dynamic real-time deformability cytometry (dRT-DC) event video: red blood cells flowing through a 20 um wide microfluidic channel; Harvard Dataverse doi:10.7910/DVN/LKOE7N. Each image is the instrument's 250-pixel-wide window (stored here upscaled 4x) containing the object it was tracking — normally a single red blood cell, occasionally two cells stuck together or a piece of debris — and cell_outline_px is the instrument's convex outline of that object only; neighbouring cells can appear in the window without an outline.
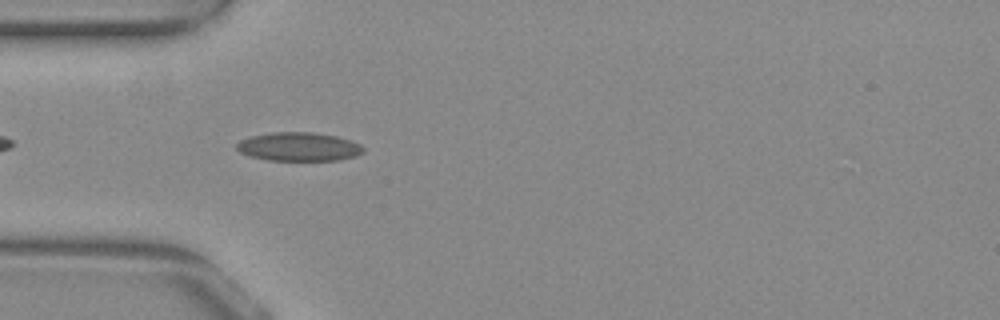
{"species": "common noctule bat (a hibernating species)", "species_latin": "Nyctalus noctula", "temperature_condition": "warm", "stored_images_in_passage": 22, "camera_frame_rate_fps": 3000, "um_per_image_px": 0.085, "animal": {"sex": "female", "body_mass_g": 29.2, "forearm_length_mm": 56.3}, "frame": {"image": 1, "passage_image": 3, "time_ms": 0.667, "image_size_px": [1000, 320], "cell_outline_px": [[364, 152], [356, 156], [340, 160], [268, 160], [248, 156], [240, 152], [236, 148], [236, 144], [240, 140], [252, 136], [272, 132], [312, 132], [336, 136], [352, 140], [360, 144], [364, 148]], "centroid_in_image_um": [25.41, 12.47], "position_along_channel_um": 59.6, "area_um2": 21.27}}
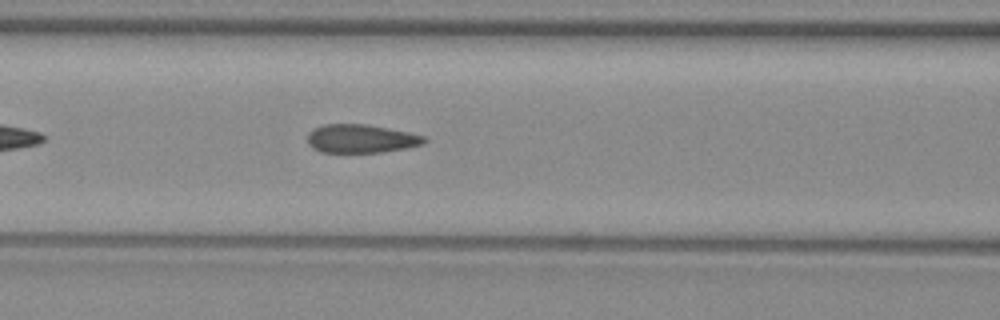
{"frame": {"image": 2, "passage_image": 9, "time_ms": 2.667, "image_size_px": [1000, 320], "cell_outline_px": [[428, 140], [424, 144], [408, 148], [384, 152], [320, 152], [312, 148], [308, 144], [308, 132], [324, 124], [368, 124], [408, 132], [424, 136]], "centroid_in_image_um": [30.71, 11.79], "position_along_channel_um": 135.9, "area_um2": 19.48}}
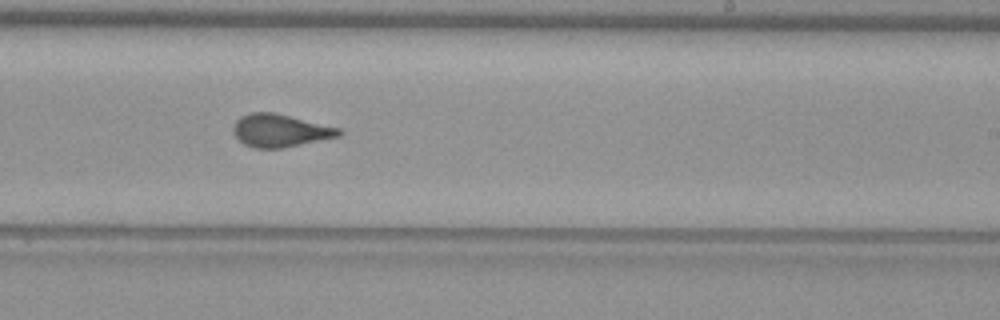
{"frame": {"image": 3, "passage_image": 19, "time_ms": 6.0, "image_size_px": [1000, 320], "cell_outline_px": [[344, 132], [340, 136], [284, 148], [252, 148], [244, 144], [232, 132], [232, 128], [236, 120], [240, 116], [248, 112], [276, 112], [340, 128]], "centroid_in_image_um": [23.81, 11.09], "position_along_channel_um": 265.2, "area_um2": 20.46}}